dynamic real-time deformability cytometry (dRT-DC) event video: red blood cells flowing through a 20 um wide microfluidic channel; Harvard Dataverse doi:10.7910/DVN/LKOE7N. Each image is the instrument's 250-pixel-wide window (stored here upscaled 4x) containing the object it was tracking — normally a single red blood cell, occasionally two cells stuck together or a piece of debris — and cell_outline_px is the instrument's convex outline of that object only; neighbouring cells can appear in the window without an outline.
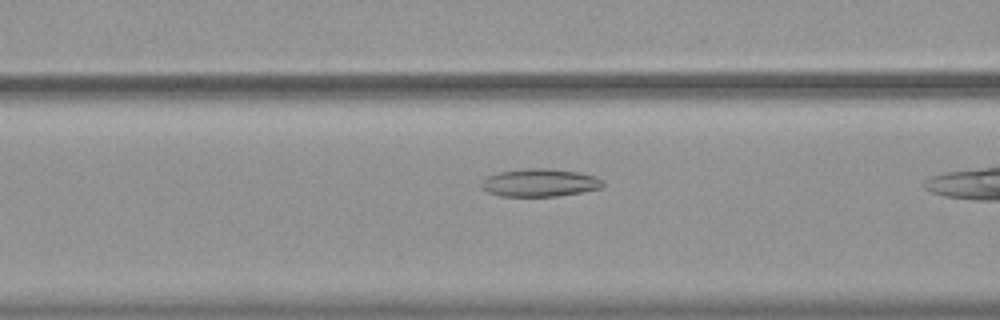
{"species": "common noctule bat (a hibernating species)", "species_latin": "Nyctalus noctula", "temperature_condition": "warm", "stored_images_in_passage": 41, "camera_frame_rate_fps": 3000, "um_per_image_px": 0.085, "animal": {"sex": "female", "body_mass_g": 19.9}, "frame": {"image": 1, "passage_image": 20, "time_ms": 6.333, "image_size_px": [1000, 320], "cell_outline_px": [[604, 188], [584, 192], [556, 196], [500, 196], [488, 192], [480, 184], [488, 176], [500, 172], [528, 168], [548, 168], [580, 172], [596, 176], [604, 180]], "centroid_in_image_um": [45.97, 15.53], "position_along_channel_um": 120.6, "area_um2": 19.83}}
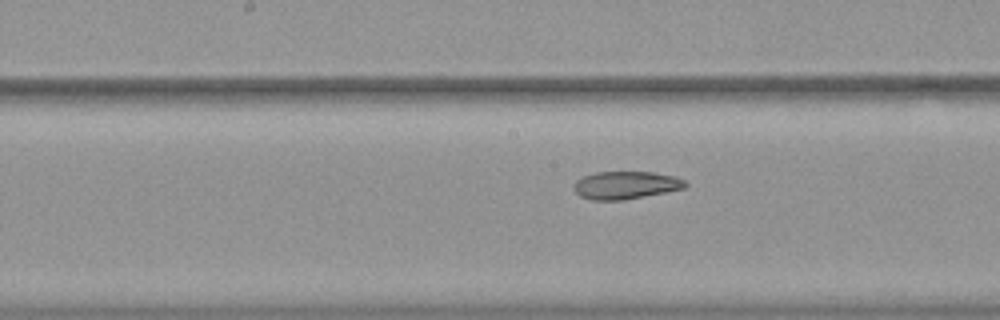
{"frame": {"image": 2, "passage_image": 26, "time_ms": 8.333, "image_size_px": [1000, 320], "cell_outline_px": [[688, 184], [684, 188], [624, 200], [592, 200], [580, 196], [576, 192], [576, 180], [584, 176], [596, 172], [652, 172], [676, 176], [684, 180]], "centroid_in_image_um": [53.21, 15.73], "position_along_channel_um": 195.0, "area_um2": 17.8}}
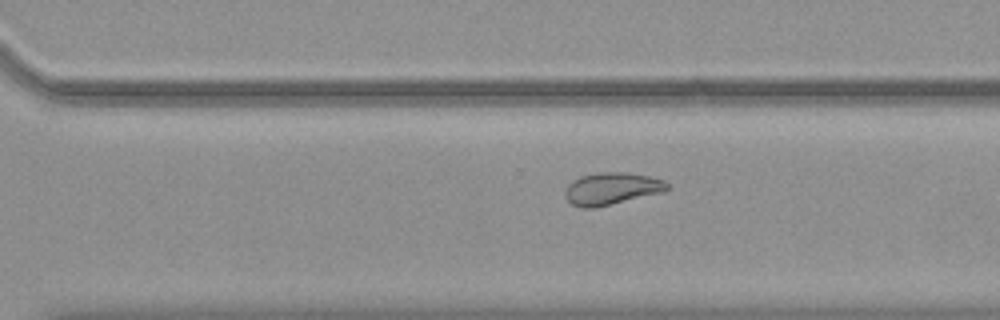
{"frame": {"image": 3, "passage_image": 36, "time_ms": 11.667, "image_size_px": [1000, 320], "cell_outline_px": [[668, 188], [664, 192], [596, 208], [580, 208], [572, 204], [564, 196], [564, 192], [568, 184], [572, 180], [580, 176], [596, 172], [628, 172], [648, 176], [664, 180], [668, 184]], "centroid_in_image_um": [51.96, 16.03], "position_along_channel_um": 318.6, "area_um2": 19.42}}